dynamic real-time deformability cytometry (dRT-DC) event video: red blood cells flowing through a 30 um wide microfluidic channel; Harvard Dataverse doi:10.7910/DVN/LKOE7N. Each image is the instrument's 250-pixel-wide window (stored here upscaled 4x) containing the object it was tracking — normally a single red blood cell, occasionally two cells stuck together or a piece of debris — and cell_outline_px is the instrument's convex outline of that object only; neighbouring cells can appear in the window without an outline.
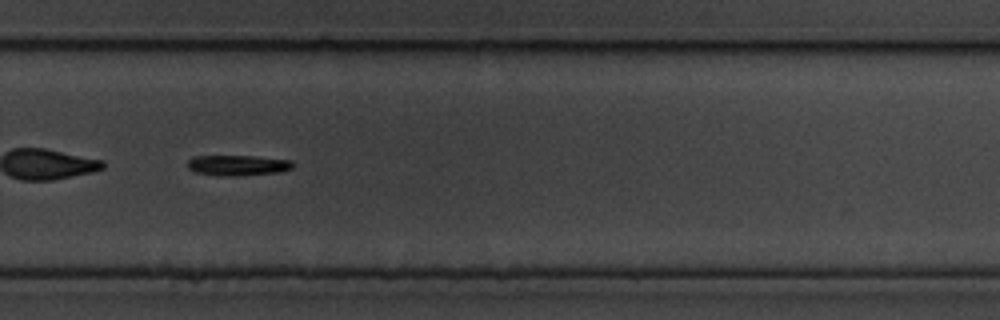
{"species": "common noctule bat (a hibernating species)", "species_latin": "Nyctalus noctula", "temperature_condition": "cold", "stored_images_in_passage": 43, "camera_frame_rate_fps": 3000, "um_per_image_px": 0.085, "animal": {"sex": "male", "body_mass_g": 19.5, "forearm_length_mm": 54.6}, "frame": {"image": 1, "passage_image": 25, "time_ms": 8.0, "image_size_px": [1000, 320], "cell_outline_px": [[292, 168], [280, 172], [232, 176], [216, 176], [196, 172], [188, 168], [188, 160], [192, 156], [252, 156], [292, 160]], "centroid_in_image_um": [20.18, 14.05], "position_along_channel_um": 309.6, "area_um2": 12.54}}
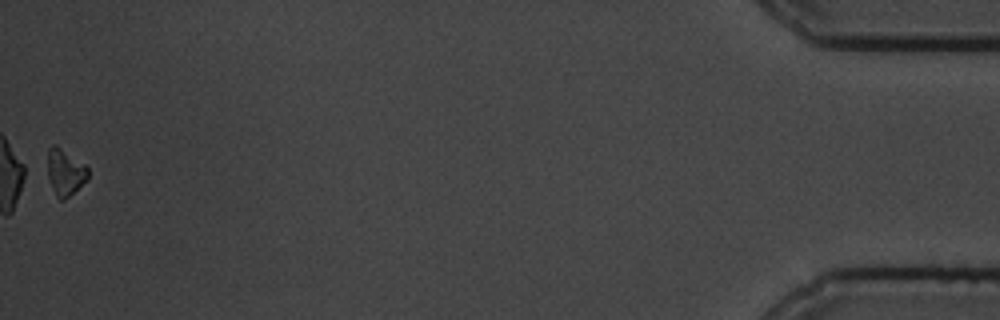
{"frame": {"image": 2, "passage_image": 43, "time_ms": 14.0, "image_size_px": [1000, 320], "cell_outline_px": [[88, 180], [64, 200], [60, 200], [56, 196], [52, 188], [48, 176], [48, 148], [52, 144], [56, 144], [84, 164], [88, 168]], "centroid_in_image_um": [5.54, 14.63], "position_along_channel_um": 429.7, "area_um2": 10.92}, "authors_computed_cell_mechanics": {"area_um2": 12.6004, "velocity_mm_per_s": 3.4857, "shape_relaxation_time_tau1_ms": 3.0159, "shape_relaxation_time_tau2_ms": null, "deformation_change_tau1": 0.1506, "deformation_change_tau2": null}}